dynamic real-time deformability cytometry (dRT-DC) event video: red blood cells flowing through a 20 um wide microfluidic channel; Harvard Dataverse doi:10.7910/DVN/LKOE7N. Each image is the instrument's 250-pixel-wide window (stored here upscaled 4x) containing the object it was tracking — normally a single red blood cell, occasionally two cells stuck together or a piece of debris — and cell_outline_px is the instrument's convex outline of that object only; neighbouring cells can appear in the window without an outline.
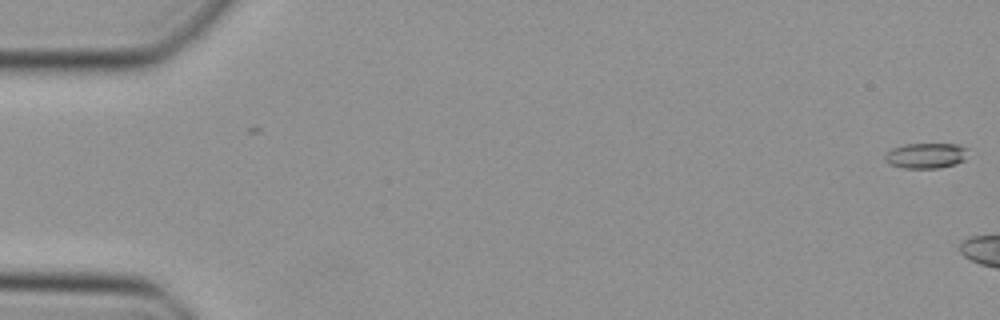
{"species": "Egyptian fruit bat (a non-hibernating species)", "species_latin": "Rousettus aegyptiacus", "temperature_condition": "cold", "stored_images_in_passage": 13, "camera_frame_rate_fps": 3000, "um_per_image_px": 0.085, "animal": {"sex": "female"}, "frame": {"image": 1, "passage_image": 1, "time_ms": 0.0, "image_size_px": [1000, 320], "cell_outline_px": [[968, 148], [964, 160], [956, 164], [940, 168], [904, 168], [888, 164], [884, 160], [884, 156], [892, 148], [908, 144], [956, 144]], "centroid_in_image_um": [78.7, 13.24], "position_along_channel_um": 6.3, "area_um2": 12.31}}